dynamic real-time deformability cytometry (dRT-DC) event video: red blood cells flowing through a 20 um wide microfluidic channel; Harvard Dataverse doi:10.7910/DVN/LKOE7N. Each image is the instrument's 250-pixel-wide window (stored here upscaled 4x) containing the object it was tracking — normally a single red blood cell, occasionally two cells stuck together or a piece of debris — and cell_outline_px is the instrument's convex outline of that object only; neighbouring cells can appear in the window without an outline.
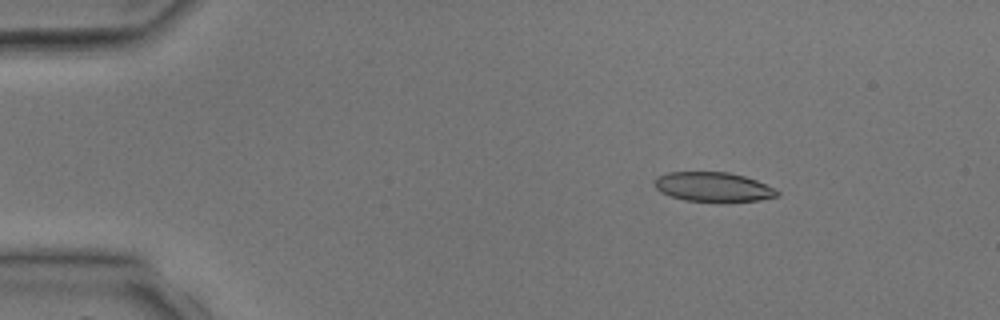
{"species": "common noctule bat (a hibernating species)", "species_latin": "Nyctalus noctula", "temperature_condition": "room temperature", "stored_images_in_passage": 4, "camera_frame_rate_fps": 3000, "um_per_image_px": 0.085, "animal": {"sex": "male", "body_mass_g": 17.9, "forearm_length_mm": 54.2}, "frame": {"image": 1, "passage_image": 1, "time_ms": 0.0, "image_size_px": [1000, 320], "cell_outline_px": [[780, 196], [760, 200], [720, 204], [684, 200], [660, 192], [652, 184], [652, 180], [656, 176], [668, 172], [728, 172], [744, 176], [756, 180], [780, 192]], "centroid_in_image_um": [60.59, 15.92], "position_along_channel_um": 24.4, "area_um2": 21.79}}
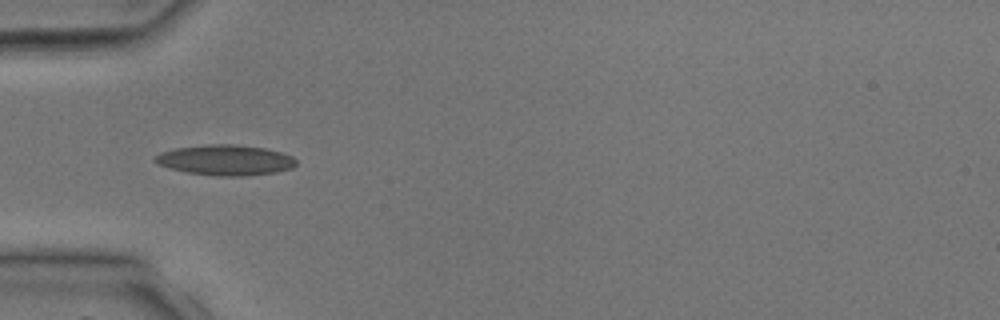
{"frame": {"image": 2, "passage_image": 3, "time_ms": 2.333, "image_size_px": [1000, 320], "cell_outline_px": [[296, 164], [292, 168], [276, 172], [244, 176], [216, 176], [188, 172], [172, 168], [160, 164], [156, 160], [156, 156], [160, 152], [176, 148], [208, 144], [232, 144], [264, 148], [280, 152], [292, 156], [296, 160]], "centroid_in_image_um": [19.21, 13.6], "position_along_channel_um": 65.8, "area_um2": 24.68}}